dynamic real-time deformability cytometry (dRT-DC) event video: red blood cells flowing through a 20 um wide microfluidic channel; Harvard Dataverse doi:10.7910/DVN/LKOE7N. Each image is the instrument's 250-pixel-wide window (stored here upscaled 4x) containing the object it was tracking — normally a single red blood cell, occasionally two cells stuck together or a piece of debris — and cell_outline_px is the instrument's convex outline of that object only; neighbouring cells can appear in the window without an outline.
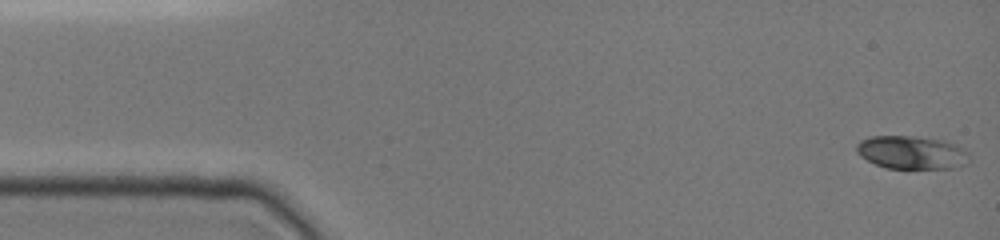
{"species": "common noctule bat (a hibernating species)", "species_latin": "Nyctalus noctula", "temperature_condition": "cold", "stored_images_in_passage": 10, "camera_frame_rate_fps": 3000, "um_per_image_px": 0.085, "animal": {"sex": "female", "body_mass_g": 19.0, "forearm_length_mm": 51.5}, "frame": {"image": 1, "passage_image": 1, "time_ms": 0.0, "image_size_px": [1000, 240], "cell_outline_px": [[968, 152], [964, 164], [956, 168], [888, 168], [876, 164], [860, 156], [856, 152], [856, 144], [860, 140], [868, 136], [912, 136], [944, 140], [956, 144]], "centroid_in_image_um": [77.44, 12.94], "position_along_channel_um": 7.6, "area_um2": 21.68}}
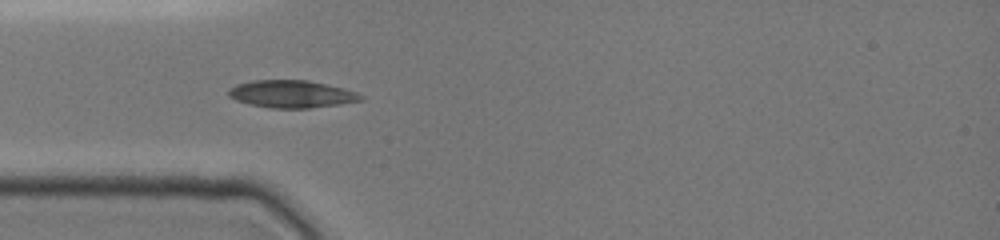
{"frame": {"image": 2, "passage_image": 9, "time_ms": 4.333, "image_size_px": [1000, 240], "cell_outline_px": [[364, 100], [308, 108], [272, 108], [248, 104], [236, 100], [228, 96], [228, 88], [236, 84], [252, 80], [308, 80], [344, 88], [356, 92], [364, 96]], "centroid_in_image_um": [24.75, 7.98], "position_along_channel_um": 60.2, "area_um2": 21.15}}
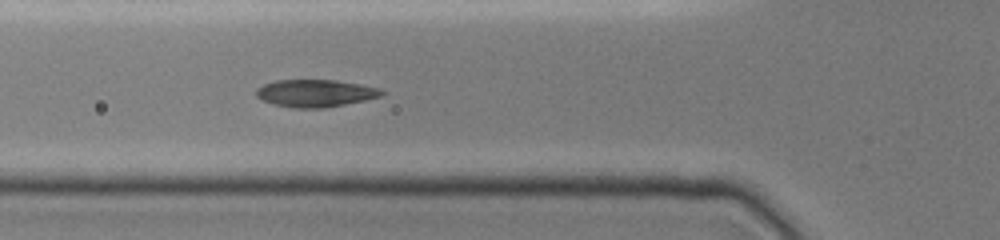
{"frame": {"image": 3, "passage_image": 10, "time_ms": 5.333, "image_size_px": [1000, 240], "cell_outline_px": [[384, 92], [380, 96], [364, 100], [324, 108], [292, 108], [276, 104], [264, 100], [256, 96], [256, 88], [264, 84], [276, 80], [336, 80], [360, 84], [380, 88]], "centroid_in_image_um": [26.79, 7.91], "position_along_channel_um": 99.0, "area_um2": 19.83}}